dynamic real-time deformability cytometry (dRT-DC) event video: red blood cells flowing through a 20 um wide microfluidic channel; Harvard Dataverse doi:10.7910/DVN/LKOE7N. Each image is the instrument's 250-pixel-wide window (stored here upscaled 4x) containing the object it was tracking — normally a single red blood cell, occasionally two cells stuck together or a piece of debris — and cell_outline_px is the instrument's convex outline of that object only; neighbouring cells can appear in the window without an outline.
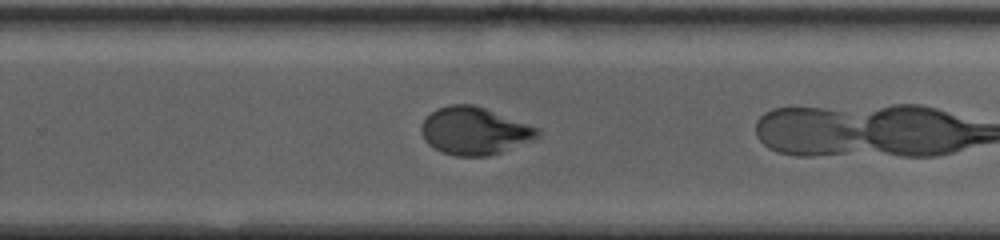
{"species": "human", "species_latin": "Homo sapiens", "temperature_condition": "warm", "stored_images_in_passage": 25, "segment_of_instrument_passage": [2, 2], "camera_frame_rate_fps": 3000, "um_per_image_px": 0.085, "donor": {"sex": "male"}, "frame": {"image": 1, "passage_image": 24, "time_ms": 8.0, "image_size_px": [1000, 240], "cell_outline_px": [[540, 136], [536, 140], [488, 156], [456, 156], [440, 152], [428, 144], [424, 140], [420, 128], [424, 120], [436, 108], [448, 104], [472, 104], [484, 108], [540, 128]], "centroid_in_image_um": [40.34, 11.14], "position_along_channel_um": 289.5, "area_um2": 32.37}}